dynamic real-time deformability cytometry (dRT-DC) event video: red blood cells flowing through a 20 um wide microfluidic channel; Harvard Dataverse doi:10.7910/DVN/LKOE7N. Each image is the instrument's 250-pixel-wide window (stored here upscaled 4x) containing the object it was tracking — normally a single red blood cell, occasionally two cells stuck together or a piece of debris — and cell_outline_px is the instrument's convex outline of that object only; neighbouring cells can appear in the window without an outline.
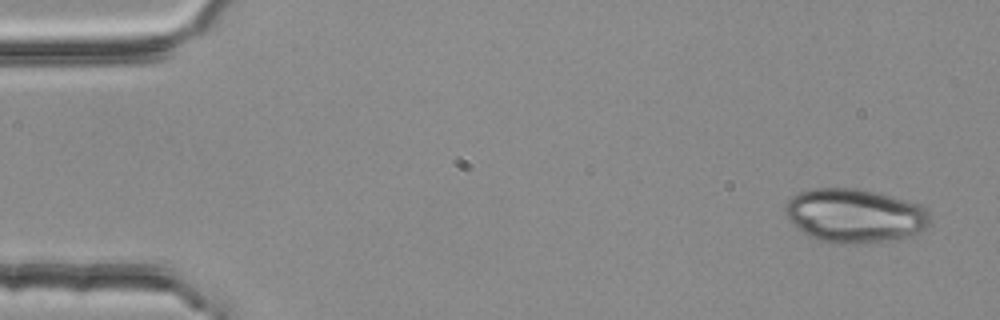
{"species": "common noctule bat (a hibernating species)", "species_latin": "Nyctalus noctula", "temperature_condition": "room temperature", "stored_images_in_passage": 51, "camera_frame_rate_fps": 3000, "um_per_image_px": 0.085, "animal": {"sex": "female", "body_mass_g": 25.1}, "frame": {"image": 1, "passage_image": 1, "time_ms": 0.0, "image_size_px": [1000, 320], "cell_outline_px": [[928, 228], [920, 232], [908, 236], [888, 240], [860, 244], [828, 244], [808, 236], [796, 228], [784, 212], [784, 204], [792, 196], [800, 192], [816, 188], [856, 188], [876, 192], [920, 204], [928, 208]], "centroid_in_image_um": [72.62, 18.34], "position_along_channel_um": 12.4, "area_um2": 45.84}}
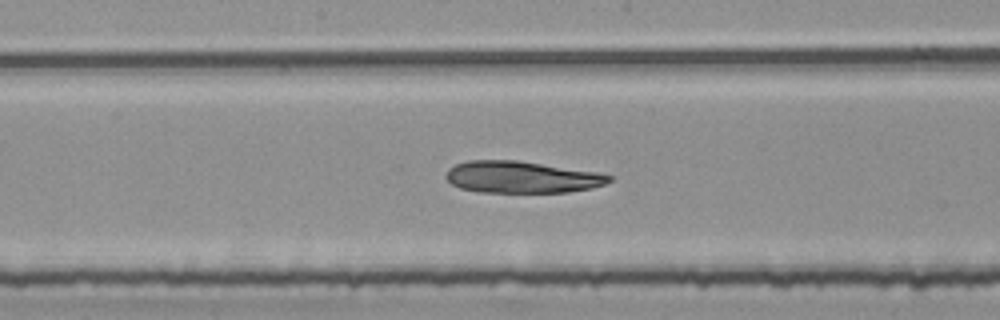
{"frame": {"image": 2, "passage_image": 26, "time_ms": 8.333, "image_size_px": [1000, 320], "cell_outline_px": [[612, 180], [604, 184], [592, 188], [568, 192], [476, 192], [460, 188], [452, 184], [444, 176], [448, 168], [456, 164], [468, 160], [516, 160], [596, 172], [612, 176]], "centroid_in_image_um": [44.3, 15.06], "position_along_channel_um": 203.9, "area_um2": 30.17}}
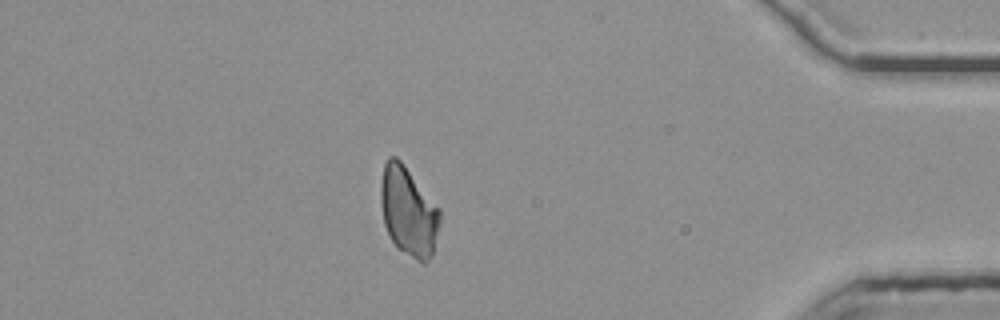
{"frame": {"image": 3, "passage_image": 45, "time_ms": 14.667, "image_size_px": [1000, 320], "cell_outline_px": [[440, 224], [432, 256], [424, 264], [416, 260], [396, 248], [388, 236], [384, 224], [380, 200], [380, 184], [384, 164], [388, 156], [396, 156], [400, 160], [440, 208]], "centroid_in_image_um": [34.7, 17.99], "position_along_channel_um": 400.5, "area_um2": 31.1}}